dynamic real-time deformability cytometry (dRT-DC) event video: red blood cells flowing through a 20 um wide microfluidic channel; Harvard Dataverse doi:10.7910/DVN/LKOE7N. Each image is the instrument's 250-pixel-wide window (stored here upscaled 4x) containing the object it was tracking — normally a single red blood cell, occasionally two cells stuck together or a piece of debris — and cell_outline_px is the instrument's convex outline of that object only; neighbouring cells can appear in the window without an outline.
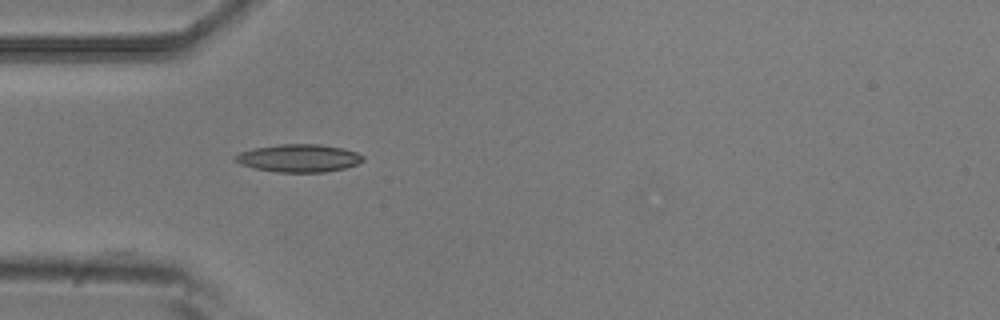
{"species": "common noctule bat (a hibernating species)", "species_latin": "Nyctalus noctula", "temperature_condition": "room temperature", "stored_images_in_passage": 3, "camera_frame_rate_fps": 3000, "um_per_image_px": 0.085, "animal": {"sex": "male", "body_mass_g": 20.5, "forearm_length_mm": 52.5}, "frame": {"image": 1, "passage_image": 2, "time_ms": 0.333, "image_size_px": [1000, 320], "cell_outline_px": [[364, 160], [356, 164], [344, 168], [324, 172], [276, 172], [256, 168], [240, 164], [232, 156], [240, 152], [256, 148], [280, 144], [320, 144], [344, 148], [356, 152], [364, 156]], "centroid_in_image_um": [25.42, 13.44], "position_along_channel_um": 59.6, "area_um2": 20.58}}